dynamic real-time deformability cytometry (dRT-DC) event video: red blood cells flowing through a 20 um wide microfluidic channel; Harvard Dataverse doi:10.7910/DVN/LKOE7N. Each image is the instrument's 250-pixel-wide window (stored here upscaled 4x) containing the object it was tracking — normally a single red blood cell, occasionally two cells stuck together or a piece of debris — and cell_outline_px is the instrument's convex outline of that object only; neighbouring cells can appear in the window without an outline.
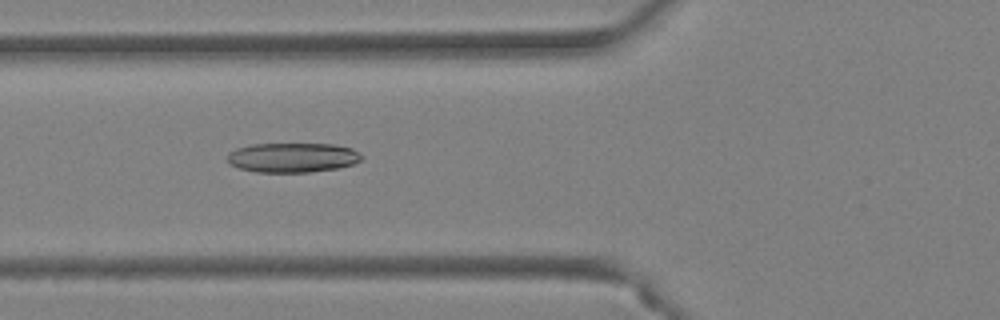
{"species": "Egyptian fruit bat (a non-hibernating species)", "species_latin": "Rousettus aegyptiacus", "temperature_condition": "warm", "stored_images_in_passage": 32, "camera_frame_rate_fps": 3000, "um_per_image_px": 0.085, "animal": {"sex": "female"}, "frame": {"image": 1, "passage_image": 3, "time_ms": 0.667, "image_size_px": [1000, 320], "cell_outline_px": [[364, 156], [360, 160], [352, 164], [336, 168], [308, 172], [256, 172], [240, 168], [228, 164], [228, 152], [236, 148], [252, 144], [332, 144], [352, 148], [360, 152]], "centroid_in_image_um": [24.86, 13.38], "position_along_channel_um": 100.9, "area_um2": 23.18}}
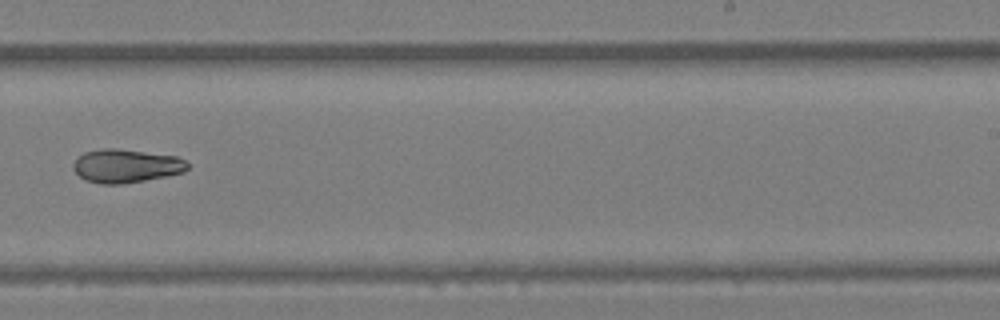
{"frame": {"image": 2, "passage_image": 15, "time_ms": 4.667, "image_size_px": [1000, 320], "cell_outline_px": [[188, 168], [184, 172], [168, 176], [124, 184], [100, 184], [84, 180], [72, 168], [72, 164], [84, 152], [100, 148], [112, 148], [176, 156], [184, 160], [188, 164]], "centroid_in_image_um": [10.7, 14.12], "position_along_channel_um": 278.3, "area_um2": 22.31}}
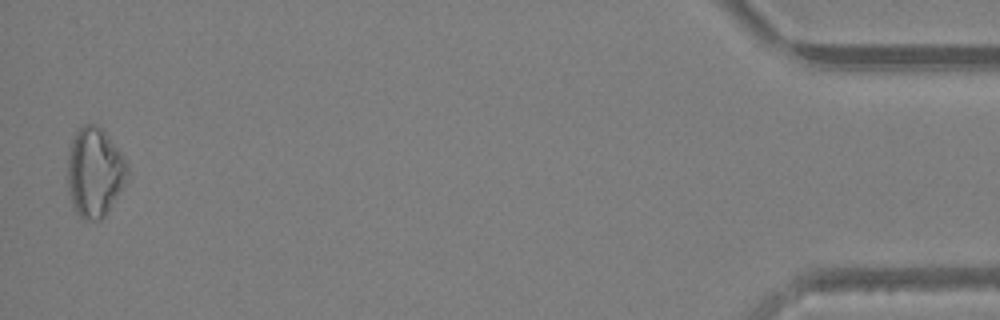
{"frame": {"image": 3, "passage_image": 31, "time_ms": 10.0, "image_size_px": [1000, 320], "cell_outline_px": [[128, 172], [124, 184], [104, 216], [100, 220], [84, 220], [72, 208], [68, 192], [68, 152], [72, 140], [76, 132], [84, 124], [96, 124], [104, 132], [120, 152], [128, 164]], "centroid_in_image_um": [8.02, 14.66], "position_along_channel_um": 427.2, "area_um2": 30.87}, "authors_computed_cell_mechanics": {"area_um2": 22.8599, "velocity_mm_per_s": 4.4365, "shape_relaxation_time_tau1_ms": null, "shape_relaxation_time_tau2_ms": 7.8649, "deformation_change_tau1": null, "deformation_change_tau2": 0.1574}}